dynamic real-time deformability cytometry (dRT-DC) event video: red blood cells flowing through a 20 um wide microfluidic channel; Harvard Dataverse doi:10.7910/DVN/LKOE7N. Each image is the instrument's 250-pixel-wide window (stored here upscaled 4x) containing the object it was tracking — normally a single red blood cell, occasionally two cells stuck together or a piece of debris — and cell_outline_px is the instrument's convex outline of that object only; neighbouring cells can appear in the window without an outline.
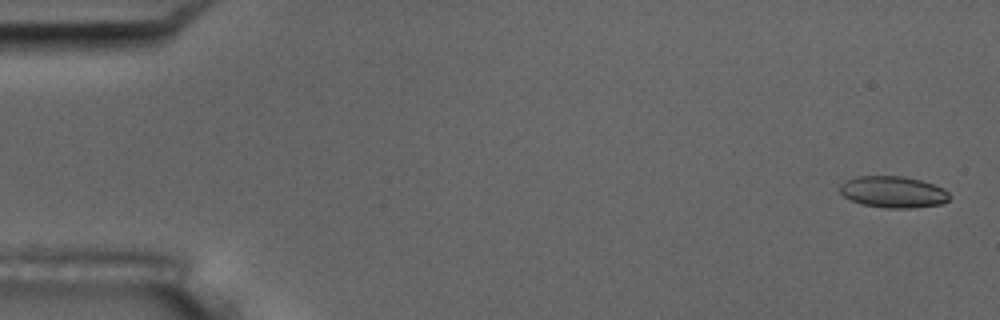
{"species": "common noctule bat (a hibernating species)", "species_latin": "Nyctalus noctula", "temperature_condition": "room temperature", "stored_images_in_passage": 5, "camera_frame_rate_fps": 3000, "um_per_image_px": 0.085, "animal": {"sex": "male", "body_mass_g": 17.5, "forearm_length_mm": 52.3}, "frame": {"image": 1, "passage_image": 1, "time_ms": 0.0, "image_size_px": [1000, 320], "cell_outline_px": [[952, 196], [948, 200], [940, 204], [916, 208], [884, 208], [860, 204], [844, 196], [840, 192], [840, 184], [856, 176], [904, 176], [920, 180], [944, 188]], "centroid_in_image_um": [75.94, 16.32], "position_along_channel_um": 9.1, "area_um2": 20.23}}
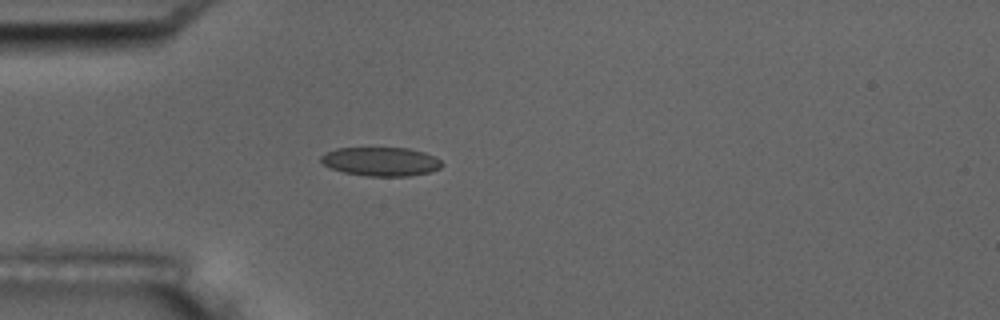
{"frame": {"image": 2, "passage_image": 5, "time_ms": 4.667, "image_size_px": [1000, 320], "cell_outline_px": [[444, 164], [440, 168], [428, 172], [408, 176], [368, 176], [344, 172], [332, 168], [324, 164], [320, 160], [320, 156], [324, 152], [336, 148], [408, 148], [424, 152], [436, 156]], "centroid_in_image_um": [32.38, 13.72], "position_along_channel_um": 52.6, "area_um2": 20.35}}